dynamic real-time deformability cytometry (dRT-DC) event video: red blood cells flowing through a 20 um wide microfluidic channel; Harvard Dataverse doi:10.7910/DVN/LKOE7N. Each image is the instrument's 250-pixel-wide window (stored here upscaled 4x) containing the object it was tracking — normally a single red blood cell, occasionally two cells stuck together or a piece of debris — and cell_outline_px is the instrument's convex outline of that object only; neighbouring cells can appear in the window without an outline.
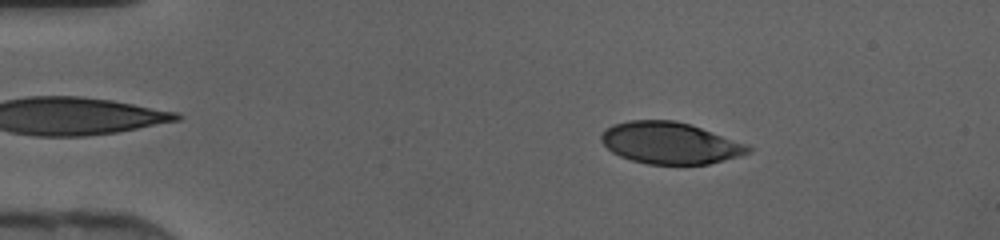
{"species": "human", "species_latin": "Homo sapiens", "temperature_condition": "cold", "stored_images_in_passage": 40, "camera_frame_rate_fps": 3000, "um_per_image_px": 0.085, "donor": {"sex": "female"}, "frame": {"image": 1, "passage_image": 2, "time_ms": 0.333, "image_size_px": [1000, 240], "cell_outline_px": [[752, 152], [724, 160], [708, 164], [648, 164], [632, 160], [620, 156], [612, 152], [600, 140], [600, 136], [612, 124], [628, 120], [676, 120], [748, 144], [752, 148]], "centroid_in_image_um": [56.95, 12.16], "position_along_channel_um": 28.1, "area_um2": 35.49}}
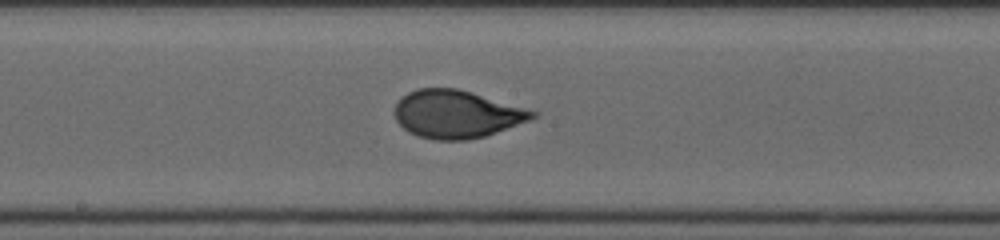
{"frame": {"image": 2, "passage_image": 19, "time_ms": 6.0, "image_size_px": [1000, 240], "cell_outline_px": [[540, 112], [536, 116], [528, 120], [484, 136], [464, 140], [436, 140], [416, 136], [408, 132], [396, 120], [392, 112], [396, 104], [408, 92], [416, 88], [456, 88], [472, 92]], "centroid_in_image_um": [38.77, 9.69], "position_along_channel_um": 209.4, "area_um2": 38.26}}
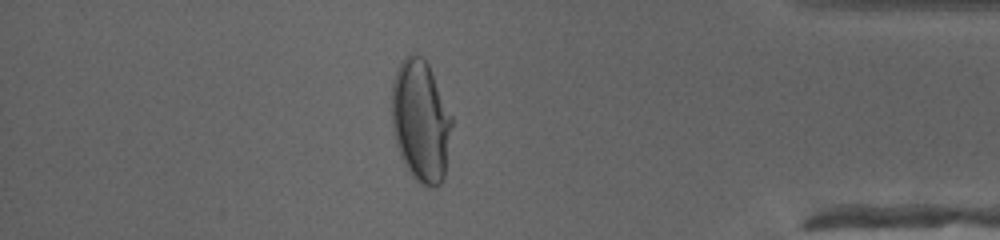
{"frame": {"image": 3, "passage_image": 34, "time_ms": 11.0, "image_size_px": [1000, 240], "cell_outline_px": [[452, 124], [444, 176], [440, 184], [436, 188], [432, 188], [416, 180], [412, 176], [404, 164], [400, 156], [396, 144], [392, 124], [392, 80], [400, 60], [404, 56], [412, 52], [416, 52], [428, 64], [452, 116]], "centroid_in_image_um": [35.74, 10.25], "position_along_channel_um": 399.5, "area_um2": 42.77}}